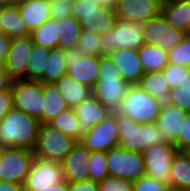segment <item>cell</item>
<instances>
[{
    "instance_id": "obj_1",
    "label": "cell",
    "mask_w": 190,
    "mask_h": 191,
    "mask_svg": "<svg viewBox=\"0 0 190 191\" xmlns=\"http://www.w3.org/2000/svg\"><path fill=\"white\" fill-rule=\"evenodd\" d=\"M39 126L37 119L13 108L0 122V148L33 150Z\"/></svg>"
},
{
    "instance_id": "obj_2",
    "label": "cell",
    "mask_w": 190,
    "mask_h": 191,
    "mask_svg": "<svg viewBox=\"0 0 190 191\" xmlns=\"http://www.w3.org/2000/svg\"><path fill=\"white\" fill-rule=\"evenodd\" d=\"M119 146L125 150L143 153L153 145L166 141L155 123H136L126 115L116 112Z\"/></svg>"
},
{
    "instance_id": "obj_3",
    "label": "cell",
    "mask_w": 190,
    "mask_h": 191,
    "mask_svg": "<svg viewBox=\"0 0 190 191\" xmlns=\"http://www.w3.org/2000/svg\"><path fill=\"white\" fill-rule=\"evenodd\" d=\"M99 79L93 87V95L111 111H116L127 94L130 83L126 82L109 56L100 57Z\"/></svg>"
},
{
    "instance_id": "obj_4",
    "label": "cell",
    "mask_w": 190,
    "mask_h": 191,
    "mask_svg": "<svg viewBox=\"0 0 190 191\" xmlns=\"http://www.w3.org/2000/svg\"><path fill=\"white\" fill-rule=\"evenodd\" d=\"M72 16L81 24V30L104 35L114 28L118 20L115 10L100 6L95 0L72 2Z\"/></svg>"
},
{
    "instance_id": "obj_5",
    "label": "cell",
    "mask_w": 190,
    "mask_h": 191,
    "mask_svg": "<svg viewBox=\"0 0 190 191\" xmlns=\"http://www.w3.org/2000/svg\"><path fill=\"white\" fill-rule=\"evenodd\" d=\"M77 141L49 123L40 124L33 154L47 161L61 163Z\"/></svg>"
},
{
    "instance_id": "obj_6",
    "label": "cell",
    "mask_w": 190,
    "mask_h": 191,
    "mask_svg": "<svg viewBox=\"0 0 190 191\" xmlns=\"http://www.w3.org/2000/svg\"><path fill=\"white\" fill-rule=\"evenodd\" d=\"M160 106L155 98L151 97L138 84L131 85L116 112L126 115L136 123H155Z\"/></svg>"
},
{
    "instance_id": "obj_7",
    "label": "cell",
    "mask_w": 190,
    "mask_h": 191,
    "mask_svg": "<svg viewBox=\"0 0 190 191\" xmlns=\"http://www.w3.org/2000/svg\"><path fill=\"white\" fill-rule=\"evenodd\" d=\"M13 107L27 113L42 124L45 110V96L43 82L28 80H13Z\"/></svg>"
},
{
    "instance_id": "obj_8",
    "label": "cell",
    "mask_w": 190,
    "mask_h": 191,
    "mask_svg": "<svg viewBox=\"0 0 190 191\" xmlns=\"http://www.w3.org/2000/svg\"><path fill=\"white\" fill-rule=\"evenodd\" d=\"M102 56H109L119 48L138 50L144 43L143 27L138 22L117 20L114 28L101 36Z\"/></svg>"
},
{
    "instance_id": "obj_9",
    "label": "cell",
    "mask_w": 190,
    "mask_h": 191,
    "mask_svg": "<svg viewBox=\"0 0 190 191\" xmlns=\"http://www.w3.org/2000/svg\"><path fill=\"white\" fill-rule=\"evenodd\" d=\"M109 175L134 182L145 175L142 153L132 152L117 146L106 152Z\"/></svg>"
},
{
    "instance_id": "obj_10",
    "label": "cell",
    "mask_w": 190,
    "mask_h": 191,
    "mask_svg": "<svg viewBox=\"0 0 190 191\" xmlns=\"http://www.w3.org/2000/svg\"><path fill=\"white\" fill-rule=\"evenodd\" d=\"M34 158L27 148H0V181L23 185Z\"/></svg>"
},
{
    "instance_id": "obj_11",
    "label": "cell",
    "mask_w": 190,
    "mask_h": 191,
    "mask_svg": "<svg viewBox=\"0 0 190 191\" xmlns=\"http://www.w3.org/2000/svg\"><path fill=\"white\" fill-rule=\"evenodd\" d=\"M178 152L174 143L163 141L143 152L145 175L167 185L170 184L171 166Z\"/></svg>"
},
{
    "instance_id": "obj_12",
    "label": "cell",
    "mask_w": 190,
    "mask_h": 191,
    "mask_svg": "<svg viewBox=\"0 0 190 191\" xmlns=\"http://www.w3.org/2000/svg\"><path fill=\"white\" fill-rule=\"evenodd\" d=\"M141 25L145 43L161 47L166 51L174 49L188 34L168 23L162 13Z\"/></svg>"
},
{
    "instance_id": "obj_13",
    "label": "cell",
    "mask_w": 190,
    "mask_h": 191,
    "mask_svg": "<svg viewBox=\"0 0 190 191\" xmlns=\"http://www.w3.org/2000/svg\"><path fill=\"white\" fill-rule=\"evenodd\" d=\"M67 74L93 88L99 79L100 56L84 55L78 47L65 49Z\"/></svg>"
},
{
    "instance_id": "obj_14",
    "label": "cell",
    "mask_w": 190,
    "mask_h": 191,
    "mask_svg": "<svg viewBox=\"0 0 190 191\" xmlns=\"http://www.w3.org/2000/svg\"><path fill=\"white\" fill-rule=\"evenodd\" d=\"M80 142L90 151H105L119 146L116 111H112L98 125L92 127Z\"/></svg>"
},
{
    "instance_id": "obj_15",
    "label": "cell",
    "mask_w": 190,
    "mask_h": 191,
    "mask_svg": "<svg viewBox=\"0 0 190 191\" xmlns=\"http://www.w3.org/2000/svg\"><path fill=\"white\" fill-rule=\"evenodd\" d=\"M63 180L61 163L35 157L23 186L25 191H41Z\"/></svg>"
},
{
    "instance_id": "obj_16",
    "label": "cell",
    "mask_w": 190,
    "mask_h": 191,
    "mask_svg": "<svg viewBox=\"0 0 190 191\" xmlns=\"http://www.w3.org/2000/svg\"><path fill=\"white\" fill-rule=\"evenodd\" d=\"M33 44L30 35L11 38L9 53L3 67L12 80H26L27 61Z\"/></svg>"
},
{
    "instance_id": "obj_17",
    "label": "cell",
    "mask_w": 190,
    "mask_h": 191,
    "mask_svg": "<svg viewBox=\"0 0 190 191\" xmlns=\"http://www.w3.org/2000/svg\"><path fill=\"white\" fill-rule=\"evenodd\" d=\"M115 11L119 20L143 24L161 14L162 7L153 0H118Z\"/></svg>"
},
{
    "instance_id": "obj_18",
    "label": "cell",
    "mask_w": 190,
    "mask_h": 191,
    "mask_svg": "<svg viewBox=\"0 0 190 191\" xmlns=\"http://www.w3.org/2000/svg\"><path fill=\"white\" fill-rule=\"evenodd\" d=\"M90 154L91 152L81 142H77L61 162L64 180L67 182L88 180Z\"/></svg>"
},
{
    "instance_id": "obj_19",
    "label": "cell",
    "mask_w": 190,
    "mask_h": 191,
    "mask_svg": "<svg viewBox=\"0 0 190 191\" xmlns=\"http://www.w3.org/2000/svg\"><path fill=\"white\" fill-rule=\"evenodd\" d=\"M109 57L119 69L121 77L131 85L138 84L144 75V69L140 62L138 50L119 48Z\"/></svg>"
},
{
    "instance_id": "obj_20",
    "label": "cell",
    "mask_w": 190,
    "mask_h": 191,
    "mask_svg": "<svg viewBox=\"0 0 190 191\" xmlns=\"http://www.w3.org/2000/svg\"><path fill=\"white\" fill-rule=\"evenodd\" d=\"M80 127V140L90 129L98 125L112 111L103 105L94 95L74 108Z\"/></svg>"
},
{
    "instance_id": "obj_21",
    "label": "cell",
    "mask_w": 190,
    "mask_h": 191,
    "mask_svg": "<svg viewBox=\"0 0 190 191\" xmlns=\"http://www.w3.org/2000/svg\"><path fill=\"white\" fill-rule=\"evenodd\" d=\"M16 5L30 32L51 18L50 0H22Z\"/></svg>"
},
{
    "instance_id": "obj_22",
    "label": "cell",
    "mask_w": 190,
    "mask_h": 191,
    "mask_svg": "<svg viewBox=\"0 0 190 191\" xmlns=\"http://www.w3.org/2000/svg\"><path fill=\"white\" fill-rule=\"evenodd\" d=\"M54 84L69 108H75L78 104L93 96V88L77 82L68 74L56 80Z\"/></svg>"
},
{
    "instance_id": "obj_23",
    "label": "cell",
    "mask_w": 190,
    "mask_h": 191,
    "mask_svg": "<svg viewBox=\"0 0 190 191\" xmlns=\"http://www.w3.org/2000/svg\"><path fill=\"white\" fill-rule=\"evenodd\" d=\"M138 85L156 99L161 109L172 105L170 88L162 72L144 73Z\"/></svg>"
},
{
    "instance_id": "obj_24",
    "label": "cell",
    "mask_w": 190,
    "mask_h": 191,
    "mask_svg": "<svg viewBox=\"0 0 190 191\" xmlns=\"http://www.w3.org/2000/svg\"><path fill=\"white\" fill-rule=\"evenodd\" d=\"M186 112L177 106L170 105L160 110V114L155 121L156 126L164 135L168 142L176 143L179 136V130L185 118Z\"/></svg>"
},
{
    "instance_id": "obj_25",
    "label": "cell",
    "mask_w": 190,
    "mask_h": 191,
    "mask_svg": "<svg viewBox=\"0 0 190 191\" xmlns=\"http://www.w3.org/2000/svg\"><path fill=\"white\" fill-rule=\"evenodd\" d=\"M0 31L9 38L31 35L16 4L0 8Z\"/></svg>"
},
{
    "instance_id": "obj_26",
    "label": "cell",
    "mask_w": 190,
    "mask_h": 191,
    "mask_svg": "<svg viewBox=\"0 0 190 191\" xmlns=\"http://www.w3.org/2000/svg\"><path fill=\"white\" fill-rule=\"evenodd\" d=\"M162 15L173 27L190 31V1L170 0L162 7Z\"/></svg>"
},
{
    "instance_id": "obj_27",
    "label": "cell",
    "mask_w": 190,
    "mask_h": 191,
    "mask_svg": "<svg viewBox=\"0 0 190 191\" xmlns=\"http://www.w3.org/2000/svg\"><path fill=\"white\" fill-rule=\"evenodd\" d=\"M140 62L142 63L144 73L162 72L168 65V51L161 47L144 43L138 49Z\"/></svg>"
},
{
    "instance_id": "obj_28",
    "label": "cell",
    "mask_w": 190,
    "mask_h": 191,
    "mask_svg": "<svg viewBox=\"0 0 190 191\" xmlns=\"http://www.w3.org/2000/svg\"><path fill=\"white\" fill-rule=\"evenodd\" d=\"M169 186L182 191L190 189V157L184 151H178L173 158Z\"/></svg>"
},
{
    "instance_id": "obj_29",
    "label": "cell",
    "mask_w": 190,
    "mask_h": 191,
    "mask_svg": "<svg viewBox=\"0 0 190 191\" xmlns=\"http://www.w3.org/2000/svg\"><path fill=\"white\" fill-rule=\"evenodd\" d=\"M59 33L58 48L70 49L77 45L81 33V24L74 16L56 19Z\"/></svg>"
},
{
    "instance_id": "obj_30",
    "label": "cell",
    "mask_w": 190,
    "mask_h": 191,
    "mask_svg": "<svg viewBox=\"0 0 190 191\" xmlns=\"http://www.w3.org/2000/svg\"><path fill=\"white\" fill-rule=\"evenodd\" d=\"M50 49L33 44L27 61L26 80L44 83V72Z\"/></svg>"
},
{
    "instance_id": "obj_31",
    "label": "cell",
    "mask_w": 190,
    "mask_h": 191,
    "mask_svg": "<svg viewBox=\"0 0 190 191\" xmlns=\"http://www.w3.org/2000/svg\"><path fill=\"white\" fill-rule=\"evenodd\" d=\"M43 93L45 96V110L42 116V124H47L69 107L54 83H43Z\"/></svg>"
},
{
    "instance_id": "obj_32",
    "label": "cell",
    "mask_w": 190,
    "mask_h": 191,
    "mask_svg": "<svg viewBox=\"0 0 190 191\" xmlns=\"http://www.w3.org/2000/svg\"><path fill=\"white\" fill-rule=\"evenodd\" d=\"M33 43L44 48H58L59 33L57 30L56 19L50 18L31 32Z\"/></svg>"
},
{
    "instance_id": "obj_33",
    "label": "cell",
    "mask_w": 190,
    "mask_h": 191,
    "mask_svg": "<svg viewBox=\"0 0 190 191\" xmlns=\"http://www.w3.org/2000/svg\"><path fill=\"white\" fill-rule=\"evenodd\" d=\"M67 74V62L62 48L50 49L46 69L44 72V83H54Z\"/></svg>"
},
{
    "instance_id": "obj_34",
    "label": "cell",
    "mask_w": 190,
    "mask_h": 191,
    "mask_svg": "<svg viewBox=\"0 0 190 191\" xmlns=\"http://www.w3.org/2000/svg\"><path fill=\"white\" fill-rule=\"evenodd\" d=\"M49 124L61 130L67 136L80 142V127L74 108H68L56 115Z\"/></svg>"
},
{
    "instance_id": "obj_35",
    "label": "cell",
    "mask_w": 190,
    "mask_h": 191,
    "mask_svg": "<svg viewBox=\"0 0 190 191\" xmlns=\"http://www.w3.org/2000/svg\"><path fill=\"white\" fill-rule=\"evenodd\" d=\"M89 179L94 182H101L109 175L107 166V156L105 151L91 152L88 161Z\"/></svg>"
},
{
    "instance_id": "obj_36",
    "label": "cell",
    "mask_w": 190,
    "mask_h": 191,
    "mask_svg": "<svg viewBox=\"0 0 190 191\" xmlns=\"http://www.w3.org/2000/svg\"><path fill=\"white\" fill-rule=\"evenodd\" d=\"M102 39L101 35L81 30L78 47L84 55L102 56Z\"/></svg>"
},
{
    "instance_id": "obj_37",
    "label": "cell",
    "mask_w": 190,
    "mask_h": 191,
    "mask_svg": "<svg viewBox=\"0 0 190 191\" xmlns=\"http://www.w3.org/2000/svg\"><path fill=\"white\" fill-rule=\"evenodd\" d=\"M170 90L179 88L190 76V67L168 63L162 70Z\"/></svg>"
},
{
    "instance_id": "obj_38",
    "label": "cell",
    "mask_w": 190,
    "mask_h": 191,
    "mask_svg": "<svg viewBox=\"0 0 190 191\" xmlns=\"http://www.w3.org/2000/svg\"><path fill=\"white\" fill-rule=\"evenodd\" d=\"M168 63L190 67L189 34L174 49L168 51Z\"/></svg>"
},
{
    "instance_id": "obj_39",
    "label": "cell",
    "mask_w": 190,
    "mask_h": 191,
    "mask_svg": "<svg viewBox=\"0 0 190 191\" xmlns=\"http://www.w3.org/2000/svg\"><path fill=\"white\" fill-rule=\"evenodd\" d=\"M98 184L99 191H133V182L119 177L108 176Z\"/></svg>"
},
{
    "instance_id": "obj_40",
    "label": "cell",
    "mask_w": 190,
    "mask_h": 191,
    "mask_svg": "<svg viewBox=\"0 0 190 191\" xmlns=\"http://www.w3.org/2000/svg\"><path fill=\"white\" fill-rule=\"evenodd\" d=\"M169 185L150 176H141L133 182V191H165Z\"/></svg>"
},
{
    "instance_id": "obj_41",
    "label": "cell",
    "mask_w": 190,
    "mask_h": 191,
    "mask_svg": "<svg viewBox=\"0 0 190 191\" xmlns=\"http://www.w3.org/2000/svg\"><path fill=\"white\" fill-rule=\"evenodd\" d=\"M50 11L53 19L72 16V2L67 0H50Z\"/></svg>"
},
{
    "instance_id": "obj_42",
    "label": "cell",
    "mask_w": 190,
    "mask_h": 191,
    "mask_svg": "<svg viewBox=\"0 0 190 191\" xmlns=\"http://www.w3.org/2000/svg\"><path fill=\"white\" fill-rule=\"evenodd\" d=\"M175 146L177 147L178 151H185L190 147V112L186 113L185 115Z\"/></svg>"
},
{
    "instance_id": "obj_43",
    "label": "cell",
    "mask_w": 190,
    "mask_h": 191,
    "mask_svg": "<svg viewBox=\"0 0 190 191\" xmlns=\"http://www.w3.org/2000/svg\"><path fill=\"white\" fill-rule=\"evenodd\" d=\"M172 105L177 106L186 113L190 112V91L175 88L170 90Z\"/></svg>"
},
{
    "instance_id": "obj_44",
    "label": "cell",
    "mask_w": 190,
    "mask_h": 191,
    "mask_svg": "<svg viewBox=\"0 0 190 191\" xmlns=\"http://www.w3.org/2000/svg\"><path fill=\"white\" fill-rule=\"evenodd\" d=\"M13 108V93L11 88L0 91V122Z\"/></svg>"
},
{
    "instance_id": "obj_45",
    "label": "cell",
    "mask_w": 190,
    "mask_h": 191,
    "mask_svg": "<svg viewBox=\"0 0 190 191\" xmlns=\"http://www.w3.org/2000/svg\"><path fill=\"white\" fill-rule=\"evenodd\" d=\"M68 191H99V184L90 179L79 182H68Z\"/></svg>"
},
{
    "instance_id": "obj_46",
    "label": "cell",
    "mask_w": 190,
    "mask_h": 191,
    "mask_svg": "<svg viewBox=\"0 0 190 191\" xmlns=\"http://www.w3.org/2000/svg\"><path fill=\"white\" fill-rule=\"evenodd\" d=\"M11 44V38L0 31V66L6 62Z\"/></svg>"
},
{
    "instance_id": "obj_47",
    "label": "cell",
    "mask_w": 190,
    "mask_h": 191,
    "mask_svg": "<svg viewBox=\"0 0 190 191\" xmlns=\"http://www.w3.org/2000/svg\"><path fill=\"white\" fill-rule=\"evenodd\" d=\"M12 81L13 80L9 77L8 72L3 66H0V91L10 89Z\"/></svg>"
},
{
    "instance_id": "obj_48",
    "label": "cell",
    "mask_w": 190,
    "mask_h": 191,
    "mask_svg": "<svg viewBox=\"0 0 190 191\" xmlns=\"http://www.w3.org/2000/svg\"><path fill=\"white\" fill-rule=\"evenodd\" d=\"M0 191H25L24 186L7 181H0Z\"/></svg>"
},
{
    "instance_id": "obj_49",
    "label": "cell",
    "mask_w": 190,
    "mask_h": 191,
    "mask_svg": "<svg viewBox=\"0 0 190 191\" xmlns=\"http://www.w3.org/2000/svg\"><path fill=\"white\" fill-rule=\"evenodd\" d=\"M41 191H68V182L63 180L59 183L53 184Z\"/></svg>"
},
{
    "instance_id": "obj_50",
    "label": "cell",
    "mask_w": 190,
    "mask_h": 191,
    "mask_svg": "<svg viewBox=\"0 0 190 191\" xmlns=\"http://www.w3.org/2000/svg\"><path fill=\"white\" fill-rule=\"evenodd\" d=\"M100 6L115 10L118 0H95Z\"/></svg>"
},
{
    "instance_id": "obj_51",
    "label": "cell",
    "mask_w": 190,
    "mask_h": 191,
    "mask_svg": "<svg viewBox=\"0 0 190 191\" xmlns=\"http://www.w3.org/2000/svg\"><path fill=\"white\" fill-rule=\"evenodd\" d=\"M15 4L16 2L14 0H0V8L10 7Z\"/></svg>"
},
{
    "instance_id": "obj_52",
    "label": "cell",
    "mask_w": 190,
    "mask_h": 191,
    "mask_svg": "<svg viewBox=\"0 0 190 191\" xmlns=\"http://www.w3.org/2000/svg\"><path fill=\"white\" fill-rule=\"evenodd\" d=\"M179 90H188L190 91V76H188V79L180 85Z\"/></svg>"
},
{
    "instance_id": "obj_53",
    "label": "cell",
    "mask_w": 190,
    "mask_h": 191,
    "mask_svg": "<svg viewBox=\"0 0 190 191\" xmlns=\"http://www.w3.org/2000/svg\"><path fill=\"white\" fill-rule=\"evenodd\" d=\"M154 2L158 3L161 7L167 4L170 0H153Z\"/></svg>"
},
{
    "instance_id": "obj_54",
    "label": "cell",
    "mask_w": 190,
    "mask_h": 191,
    "mask_svg": "<svg viewBox=\"0 0 190 191\" xmlns=\"http://www.w3.org/2000/svg\"><path fill=\"white\" fill-rule=\"evenodd\" d=\"M165 191H182V190L168 186Z\"/></svg>"
},
{
    "instance_id": "obj_55",
    "label": "cell",
    "mask_w": 190,
    "mask_h": 191,
    "mask_svg": "<svg viewBox=\"0 0 190 191\" xmlns=\"http://www.w3.org/2000/svg\"><path fill=\"white\" fill-rule=\"evenodd\" d=\"M190 157V147L184 151Z\"/></svg>"
}]
</instances>
